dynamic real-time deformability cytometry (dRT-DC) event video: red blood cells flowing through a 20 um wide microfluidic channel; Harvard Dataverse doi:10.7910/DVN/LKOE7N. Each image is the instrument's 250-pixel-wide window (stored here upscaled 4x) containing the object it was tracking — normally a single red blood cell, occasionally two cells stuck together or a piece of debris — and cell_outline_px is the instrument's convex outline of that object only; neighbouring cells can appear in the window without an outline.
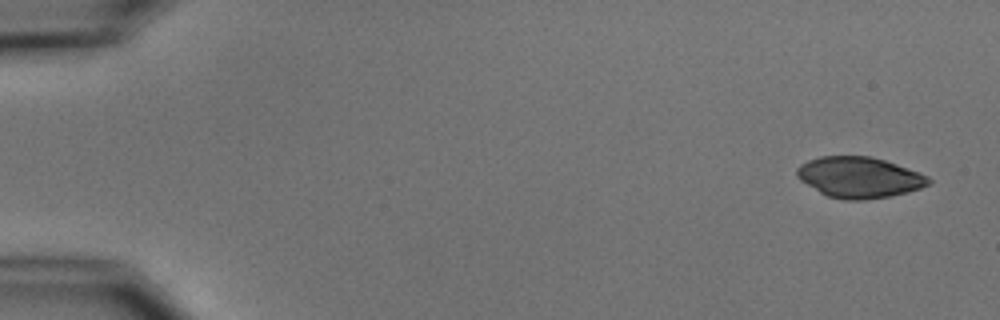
{"species": "common noctule bat (a hibernating species)", "species_latin": "Nyctalus noctula", "temperature_condition": "cold", "stored_images_in_passage": 5, "camera_frame_rate_fps": 3000, "um_per_image_px": 0.085, "animal": {"sex": "male", "body_mass_g": 15.6}, "frame": {"image": 1, "passage_image": 1, "time_ms": 0.0, "image_size_px": [1000, 320], "cell_outline_px": [[932, 180], [928, 184], [920, 188], [908, 192], [888, 196], [860, 200], [844, 200], [828, 196], [820, 192], [800, 180], [796, 176], [796, 168], [800, 164], [808, 160], [820, 156], [872, 156], [920, 172], [928, 176]], "centroid_in_image_um": [73.02, 15.06], "position_along_channel_um": 12.0, "area_um2": 31.27}}